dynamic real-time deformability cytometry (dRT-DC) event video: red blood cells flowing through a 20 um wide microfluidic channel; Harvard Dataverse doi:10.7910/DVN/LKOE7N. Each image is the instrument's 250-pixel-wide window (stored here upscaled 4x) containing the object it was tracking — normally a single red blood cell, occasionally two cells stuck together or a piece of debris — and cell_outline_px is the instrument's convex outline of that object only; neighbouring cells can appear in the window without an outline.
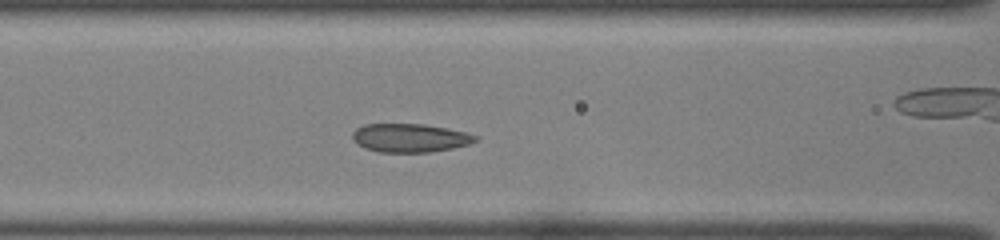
{"species": "common noctule bat (a hibernating species)", "species_latin": "Nyctalus noctula", "temperature_condition": "room temperature", "stored_images_in_passage": 13, "camera_frame_rate_fps": 3000, "um_per_image_px": 0.085, "animal": {"sex": "female", "body_mass_g": 22.0, "forearm_length_mm": 56.7}, "frame": {"image": 1, "passage_image": 3, "time_ms": 0.667, "image_size_px": [1000, 240], "cell_outline_px": [[480, 140], [468, 144], [452, 148], [428, 152], [380, 152], [364, 148], [356, 144], [352, 140], [352, 132], [356, 128], [364, 124], [420, 124], [444, 128], [464, 132], [480, 136]], "centroid_in_image_um": [34.81, 11.72], "position_along_channel_um": 131.8, "area_um2": 20.46}}
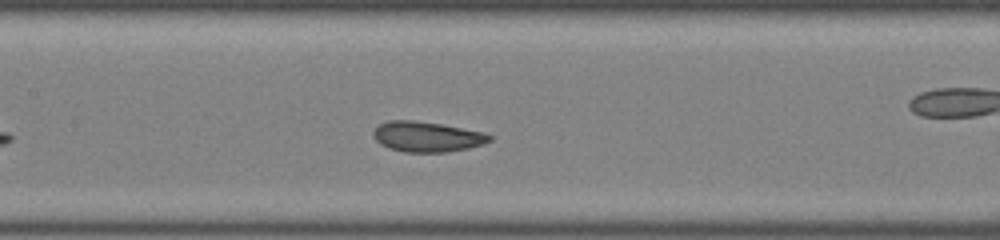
{"frame": {"image": 2, "passage_image": 6, "time_ms": 1.667, "image_size_px": [1000, 240], "cell_outline_px": [[492, 140], [484, 144], [468, 148], [444, 152], [404, 152], [388, 148], [380, 144], [376, 140], [372, 132], [380, 124], [388, 120], [412, 120], [440, 124], [484, 132], [492, 136]], "centroid_in_image_um": [36.29, 11.62], "position_along_channel_um": 171.1, "area_um2": 20.46}}